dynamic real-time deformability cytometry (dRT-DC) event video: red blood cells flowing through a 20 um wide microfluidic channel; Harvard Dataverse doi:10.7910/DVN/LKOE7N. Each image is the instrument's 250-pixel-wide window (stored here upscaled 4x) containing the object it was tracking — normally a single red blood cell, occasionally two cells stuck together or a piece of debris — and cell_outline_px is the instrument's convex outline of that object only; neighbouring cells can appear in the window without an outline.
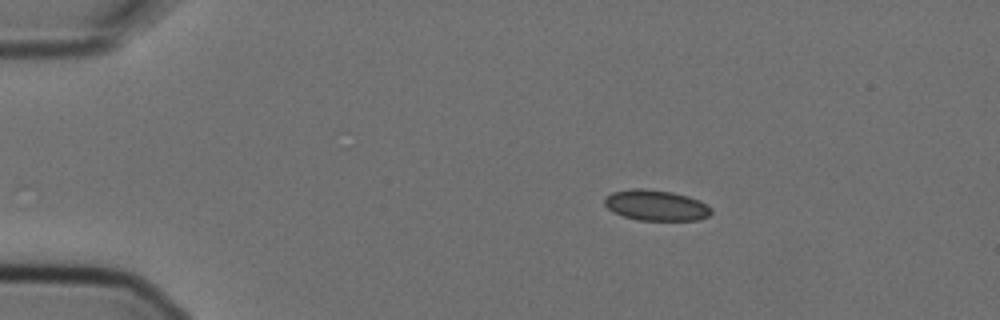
{"species": "Egyptian fruit bat (a non-hibernating species)", "species_latin": "Rousettus aegyptiacus", "temperature_condition": "cold", "stored_images_in_passage": 4, "camera_frame_rate_fps": 3000, "um_per_image_px": 0.085, "animal": {"sex": "female"}, "frame": {"image": 1, "passage_image": 2, "time_ms": 0.333, "image_size_px": [1000, 320], "cell_outline_px": [[712, 212], [708, 216], [700, 220], [640, 220], [624, 216], [612, 212], [604, 204], [604, 196], [612, 192], [632, 188], [640, 188], [672, 192], [688, 196], [700, 200], [712, 208]], "centroid_in_image_um": [55.76, 17.45], "position_along_channel_um": 29.2, "area_um2": 19.19}}